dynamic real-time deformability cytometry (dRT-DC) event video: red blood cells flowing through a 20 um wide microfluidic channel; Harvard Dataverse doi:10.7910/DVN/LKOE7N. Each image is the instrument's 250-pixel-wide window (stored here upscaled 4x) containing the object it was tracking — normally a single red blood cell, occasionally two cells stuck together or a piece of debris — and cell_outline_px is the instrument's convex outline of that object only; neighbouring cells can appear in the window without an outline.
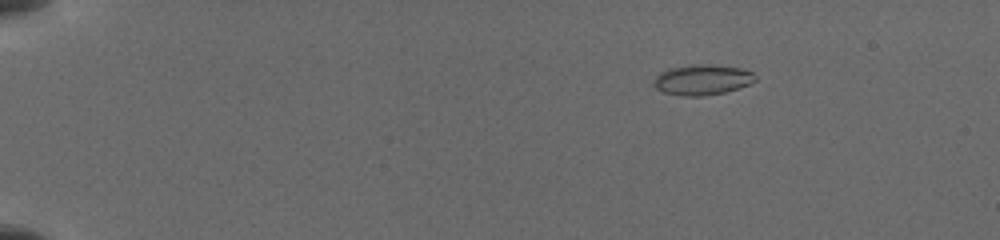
{"species": "common noctule bat (a hibernating species)", "species_latin": "Nyctalus noctula", "temperature_condition": "cold", "stored_images_in_passage": 8, "camera_frame_rate_fps": 3000, "um_per_image_px": 0.085, "animal": {"sex": "female", "body_mass_g": 19.5, "forearm_length_mm": 54.1}, "frame": {"image": 1, "passage_image": 4, "time_ms": 2.667, "image_size_px": [1000, 240], "cell_outline_px": [[756, 80], [748, 84], [724, 92], [700, 96], [684, 96], [664, 92], [656, 88], [656, 76], [660, 72], [668, 68], [692, 64], [712, 64], [740, 68], [752, 72], [756, 76]], "centroid_in_image_um": [59.7, 6.76], "position_along_channel_um": 25.3, "area_um2": 17.74}}
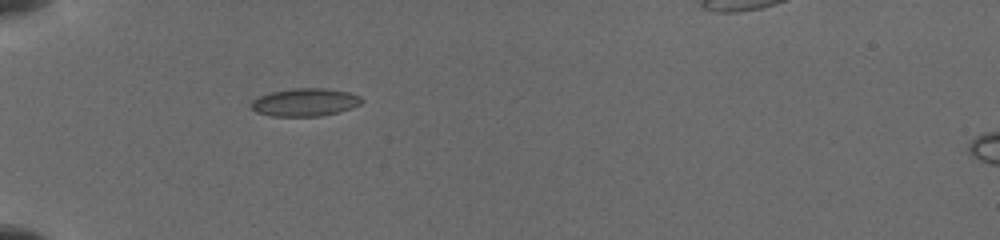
{"frame": {"image": 2, "passage_image": 8, "time_ms": 6.0, "image_size_px": [1000, 240], "cell_outline_px": [[364, 100], [360, 104], [352, 108], [320, 116], [272, 116], [256, 112], [248, 104], [252, 100], [260, 96], [272, 92], [292, 88], [324, 88], [348, 92], [360, 96]], "centroid_in_image_um": [25.91, 8.69], "position_along_channel_um": 59.1, "area_um2": 17.92}}